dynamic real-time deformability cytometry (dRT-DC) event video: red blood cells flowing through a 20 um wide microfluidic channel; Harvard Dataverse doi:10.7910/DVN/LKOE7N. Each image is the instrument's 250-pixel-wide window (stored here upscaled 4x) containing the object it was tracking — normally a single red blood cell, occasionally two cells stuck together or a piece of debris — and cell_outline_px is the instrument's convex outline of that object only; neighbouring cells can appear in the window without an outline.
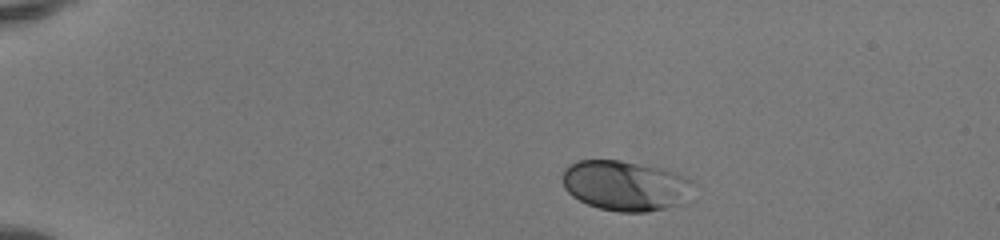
{"species": "human", "species_latin": "Homo sapiens", "temperature_condition": "room temperature", "stored_images_in_passage": 41, "camera_frame_rate_fps": 3000, "um_per_image_px": 0.085, "donor": {"sex": "female"}, "frame": {"image": 1, "passage_image": 1, "time_ms": 0.0, "image_size_px": [1000, 240], "cell_outline_px": [[696, 200], [688, 204], [648, 212], [620, 212], [600, 208], [588, 204], [572, 196], [564, 188], [560, 176], [564, 168], [568, 164], [576, 160], [620, 160], [664, 168], [676, 172], [692, 180]], "centroid_in_image_um": [53.26, 15.79], "position_along_channel_um": 31.7, "area_um2": 39.65}}
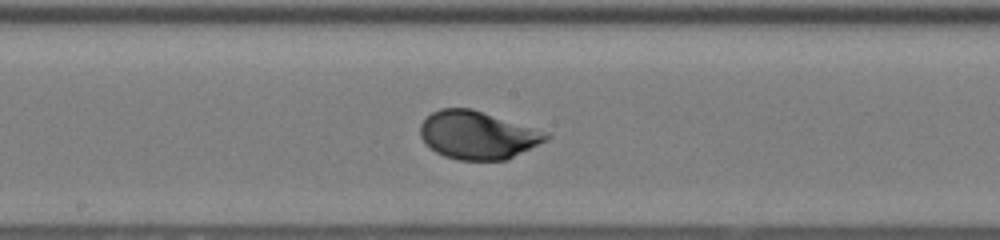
{"frame": {"image": 2, "passage_image": 20, "time_ms": 6.333, "image_size_px": [1000, 240], "cell_outline_px": [[552, 136], [548, 140], [508, 160], [460, 160], [444, 156], [436, 152], [420, 136], [420, 124], [432, 112], [440, 108], [472, 108], [548, 132]], "centroid_in_image_um": [40.64, 11.48], "position_along_channel_um": 207.6, "area_um2": 35.32}}
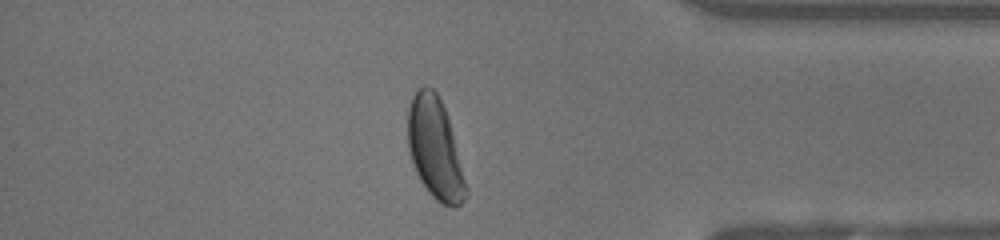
{"frame": {"image": 3, "passage_image": 35, "time_ms": 11.333, "image_size_px": [1000, 240], "cell_outline_px": [[468, 196], [456, 208], [452, 208], [440, 204], [428, 192], [420, 180], [416, 172], [408, 148], [408, 108], [412, 96], [424, 84], [432, 88], [436, 92], [448, 116], [468, 188]], "centroid_in_image_um": [36.99, 12.67], "position_along_channel_um": 398.2, "area_um2": 34.33}, "authors_computed_cell_mechanics": {"area_um2": 34.969, "velocity_mm_per_s": 4.1485, "shape_relaxation_time_tau1_ms": 2.6413, "shape_relaxation_time_tau2_ms": null, "deformation_change_tau1": 0.1485, "deformation_change_tau2": null}}